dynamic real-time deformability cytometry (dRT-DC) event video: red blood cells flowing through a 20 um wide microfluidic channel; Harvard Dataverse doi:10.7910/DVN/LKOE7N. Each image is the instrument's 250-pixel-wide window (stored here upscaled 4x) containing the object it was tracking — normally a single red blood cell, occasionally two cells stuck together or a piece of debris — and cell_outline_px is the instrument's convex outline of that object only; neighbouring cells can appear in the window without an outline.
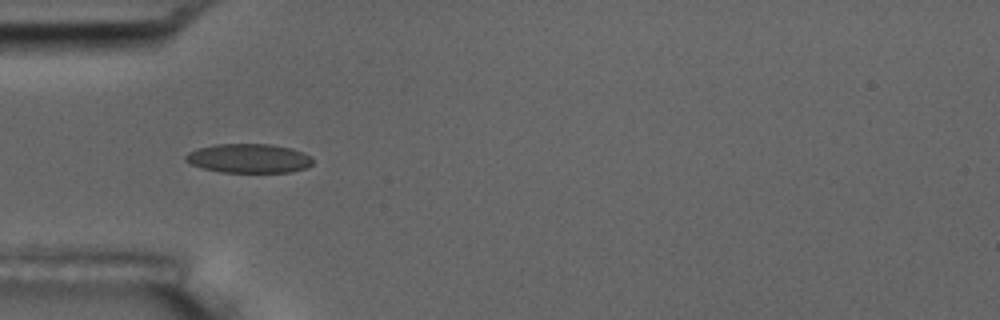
{"species": "common noctule bat (a hibernating species)", "species_latin": "Nyctalus noctula", "temperature_condition": "room temperature", "stored_images_in_passage": 1, "camera_frame_rate_fps": 3000, "um_per_image_px": 0.085, "animal": {"sex": "male", "body_mass_g": 17.5, "forearm_length_mm": 52.3}, "frame": {"image": 1, "passage_image": 1, "time_ms": 0.0, "image_size_px": [1000, 320], "cell_outline_px": [[312, 164], [308, 168], [288, 172], [220, 172], [204, 168], [192, 164], [184, 160], [184, 156], [188, 152], [196, 148], [216, 144], [272, 144], [292, 148], [304, 152], [312, 156]], "centroid_in_image_um": [21.17, 13.45], "position_along_channel_um": 63.8, "area_um2": 21.79}}